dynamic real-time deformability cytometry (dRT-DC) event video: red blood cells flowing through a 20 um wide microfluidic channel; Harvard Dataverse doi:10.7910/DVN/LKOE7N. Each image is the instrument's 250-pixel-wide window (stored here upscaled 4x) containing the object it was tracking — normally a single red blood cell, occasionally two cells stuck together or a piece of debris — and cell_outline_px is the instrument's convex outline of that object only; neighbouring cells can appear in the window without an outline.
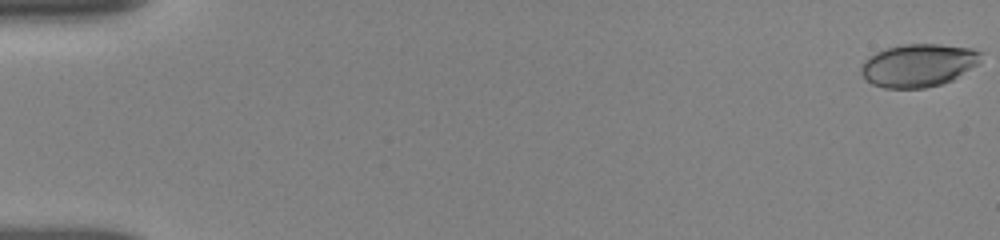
{"species": "human", "species_latin": "Homo sapiens", "temperature_condition": "room temperature", "stored_images_in_passage": 52, "camera_frame_rate_fps": 3000, "um_per_image_px": 0.085, "donor": {"sex": "female"}, "frame": {"image": 1, "passage_image": 1, "time_ms": 0.0, "image_size_px": [1000, 240], "cell_outline_px": [[980, 64], [952, 80], [940, 84], [924, 88], [884, 88], [872, 84], [860, 72], [860, 64], [868, 56], [876, 52], [888, 48], [904, 44], [940, 44], [972, 48], [980, 52]], "centroid_in_image_um": [78.06, 5.55], "position_along_channel_um": 6.9, "area_um2": 30.06}}
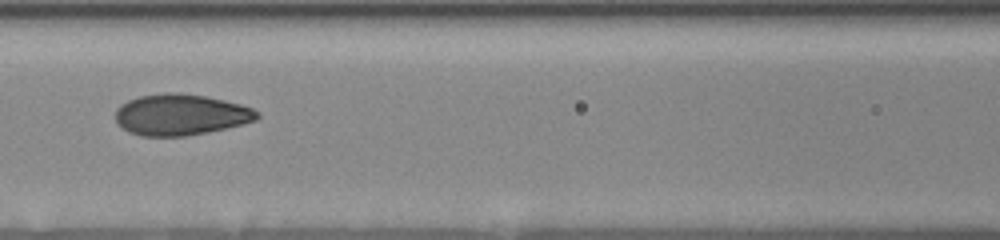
{"frame": {"image": 2, "passage_image": 29, "time_ms": 8.0, "image_size_px": [1000, 240], "cell_outline_px": [[260, 116], [256, 120], [244, 124], [208, 132], [188, 136], [140, 136], [128, 132], [116, 124], [116, 108], [120, 104], [128, 100], [140, 96], [168, 92], [176, 92], [204, 96], [224, 100], [240, 104], [252, 108], [260, 112]], "centroid_in_image_um": [15.35, 9.76], "position_along_channel_um": 151.3, "area_um2": 34.22}}
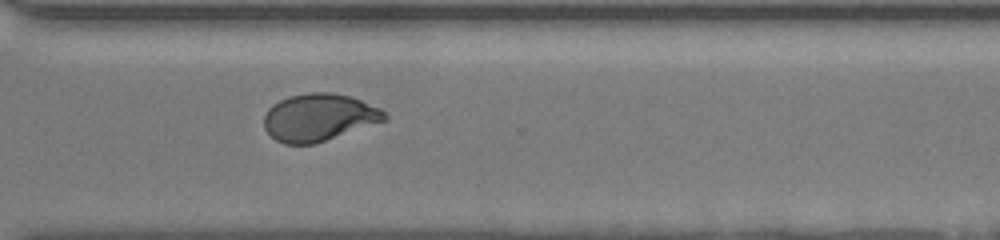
{"frame": {"image": 3, "passage_image": 51, "time_ms": 13.0, "image_size_px": [1000, 240], "cell_outline_px": [[388, 120], [316, 144], [284, 144], [276, 140], [264, 128], [264, 116], [268, 108], [272, 104], [288, 96], [308, 92], [332, 92], [352, 96], [380, 108], [388, 116]], "centroid_in_image_um": [27.13, 9.97], "position_along_channel_um": 343.5, "area_um2": 33.7}}